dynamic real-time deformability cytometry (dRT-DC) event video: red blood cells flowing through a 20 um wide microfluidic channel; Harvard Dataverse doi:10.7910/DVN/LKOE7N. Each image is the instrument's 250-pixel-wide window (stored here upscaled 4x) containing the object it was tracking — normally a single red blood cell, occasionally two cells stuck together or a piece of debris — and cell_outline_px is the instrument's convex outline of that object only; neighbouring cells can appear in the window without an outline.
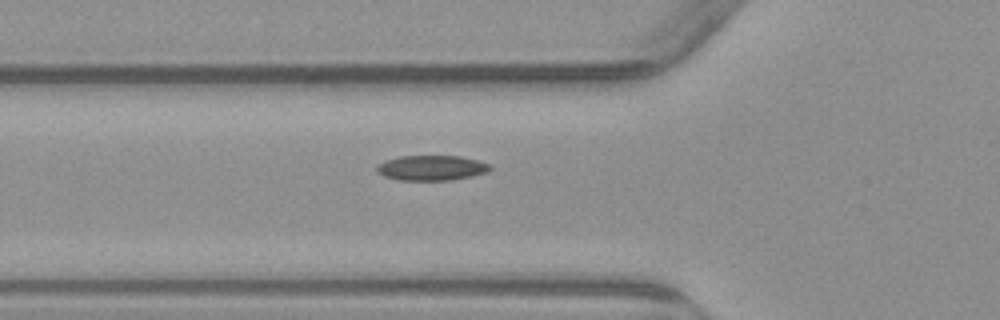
{"species": "common noctule bat (a hibernating species)", "species_latin": "Nyctalus noctula", "temperature_condition": "warm", "stored_images_in_passage": 2, "camera_frame_rate_fps": 3000, "um_per_image_px": 0.085, "animal": {"sex": "male", "body_mass_g": 23.1, "forearm_length_mm": 52.7}, "frame": {"image": 1, "passage_image": 2, "time_ms": 2.333, "image_size_px": [1000, 320], "cell_outline_px": [[492, 168], [488, 172], [472, 176], [452, 180], [400, 180], [384, 176], [376, 172], [376, 164], [384, 160], [400, 156], [460, 156], [476, 160], [488, 164]], "centroid_in_image_um": [36.64, 14.27], "position_along_channel_um": 89.2, "area_um2": 16.65}}